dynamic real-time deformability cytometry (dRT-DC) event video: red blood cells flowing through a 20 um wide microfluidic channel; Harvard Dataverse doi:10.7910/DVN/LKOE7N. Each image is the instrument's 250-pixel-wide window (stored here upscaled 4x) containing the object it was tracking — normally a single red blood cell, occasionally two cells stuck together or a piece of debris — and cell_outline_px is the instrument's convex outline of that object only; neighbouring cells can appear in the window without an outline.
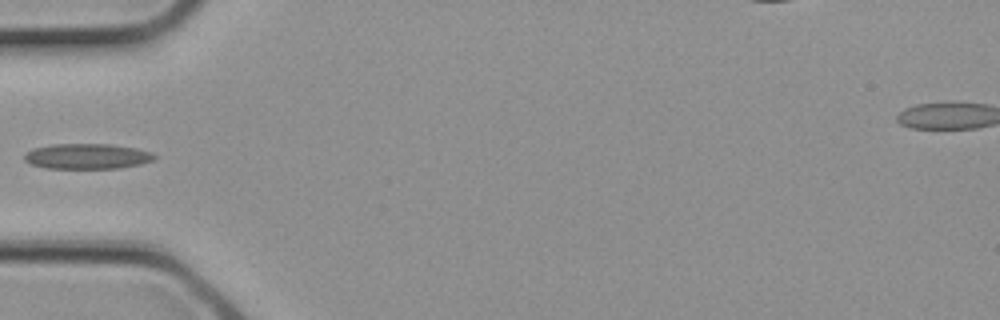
{"species": "common noctule bat (a hibernating species)", "species_latin": "Nyctalus noctula", "temperature_condition": "cold", "stored_images_in_passage": 2, "camera_frame_rate_fps": 3000, "um_per_image_px": 0.085, "animal": {"sex": "female", "body_mass_g": 21.9}, "frame": {"image": 1, "passage_image": 2, "time_ms": 0.333, "image_size_px": [1000, 320], "cell_outline_px": [[156, 156], [152, 160], [140, 164], [116, 168], [44, 168], [32, 164], [24, 160], [24, 152], [32, 148], [52, 144], [112, 144], [136, 148], [152, 152]], "centroid_in_image_um": [7.36, 13.27], "position_along_channel_um": 77.6, "area_um2": 19.25}}